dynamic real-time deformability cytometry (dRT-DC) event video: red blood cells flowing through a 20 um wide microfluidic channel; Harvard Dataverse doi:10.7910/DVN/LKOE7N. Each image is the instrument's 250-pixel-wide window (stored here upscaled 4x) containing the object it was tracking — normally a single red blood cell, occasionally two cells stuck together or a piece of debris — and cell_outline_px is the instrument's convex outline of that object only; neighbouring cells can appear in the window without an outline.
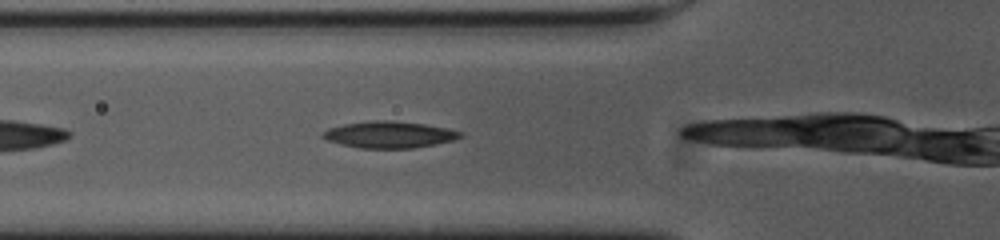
{"species": "common noctule bat (a hibernating species)", "species_latin": "Nyctalus noctula", "temperature_condition": "cold", "stored_images_in_passage": 7, "camera_frame_rate_fps": 3000, "um_per_image_px": 0.085, "animal": {"sex": "female", "body_mass_g": 23.0, "forearm_length_mm": 53.4}, "frame": {"image": 1, "passage_image": 3, "time_ms": 0.667, "image_size_px": [1000, 240], "cell_outline_px": [[464, 136], [452, 140], [436, 144], [412, 148], [360, 148], [328, 140], [320, 136], [328, 128], [344, 124], [372, 120], [388, 120], [424, 124], [448, 128], [464, 132]], "centroid_in_image_um": [33.13, 11.43], "position_along_channel_um": 92.7, "area_um2": 21.21}}